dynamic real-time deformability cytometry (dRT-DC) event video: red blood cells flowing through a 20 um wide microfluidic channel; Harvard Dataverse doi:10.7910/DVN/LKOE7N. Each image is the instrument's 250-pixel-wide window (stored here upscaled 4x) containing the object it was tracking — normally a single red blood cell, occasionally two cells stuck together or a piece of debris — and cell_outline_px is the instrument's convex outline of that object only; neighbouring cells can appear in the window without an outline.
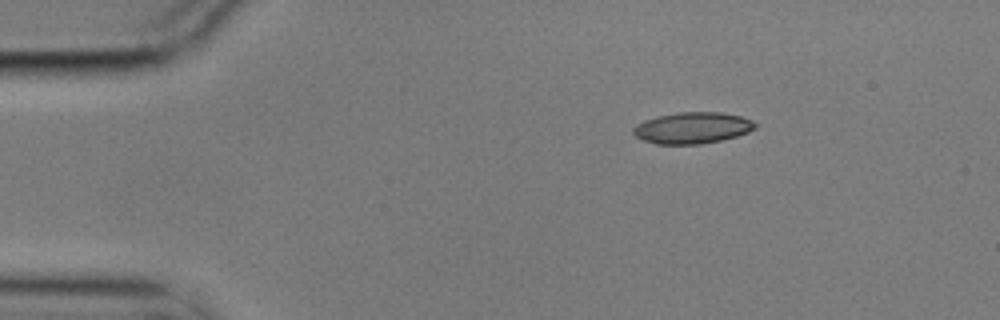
{"species": "common noctule bat (a hibernating species)", "species_latin": "Nyctalus noctula", "temperature_condition": "cold", "stored_images_in_passage": 48, "camera_frame_rate_fps": 3000, "um_per_image_px": 0.085, "animal": {"sex": "male", "body_mass_g": 17.9}, "frame": {"image": 1, "passage_image": 1, "time_ms": 0.0, "image_size_px": [1000, 320], "cell_outline_px": [[756, 128], [748, 132], [736, 136], [720, 140], [700, 144], [656, 144], [644, 140], [636, 136], [632, 132], [632, 128], [636, 124], [644, 120], [656, 116], [676, 112], [720, 112], [740, 116], [752, 120], [756, 124]], "centroid_in_image_um": [58.83, 10.86], "position_along_channel_um": 26.2, "area_um2": 22.31}}
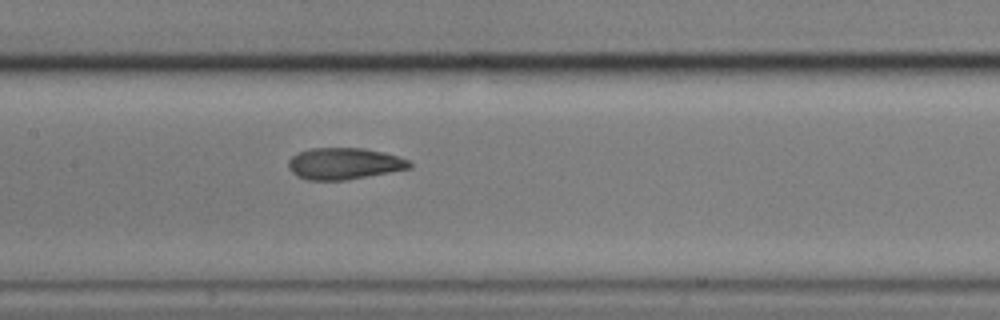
{"frame": {"image": 2, "passage_image": 19, "time_ms": 6.0, "image_size_px": [1000, 320], "cell_outline_px": [[412, 168], [344, 180], [308, 180], [296, 176], [288, 168], [288, 160], [292, 156], [300, 152], [312, 148], [364, 148], [396, 156], [408, 160], [412, 164]], "centroid_in_image_um": [29.22, 13.91], "position_along_channel_um": 178.2, "area_um2": 22.08}}
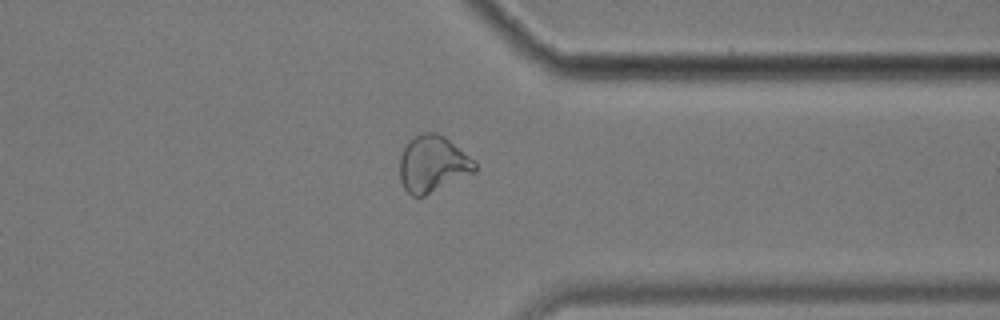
{"frame": {"image": 3, "passage_image": 36, "time_ms": 11.667, "image_size_px": [1000, 320], "cell_outline_px": [[476, 172], [424, 196], [412, 196], [404, 188], [400, 180], [400, 156], [408, 140], [420, 132], [436, 132], [444, 136], [476, 160]], "centroid_in_image_um": [36.79, 13.92], "position_along_channel_um": 374.6, "area_um2": 24.97}, "authors_computed_cell_mechanics": {"area_um2": 22.8888, "velocity_mm_per_s": 3.5357, "shape_relaxation_time_tau1_ms": 6.9803, "shape_relaxation_time_tau2_ms": 1.989, "deformation_change_tau1": 0.1904, "deformation_change_tau2": 0.0728}}